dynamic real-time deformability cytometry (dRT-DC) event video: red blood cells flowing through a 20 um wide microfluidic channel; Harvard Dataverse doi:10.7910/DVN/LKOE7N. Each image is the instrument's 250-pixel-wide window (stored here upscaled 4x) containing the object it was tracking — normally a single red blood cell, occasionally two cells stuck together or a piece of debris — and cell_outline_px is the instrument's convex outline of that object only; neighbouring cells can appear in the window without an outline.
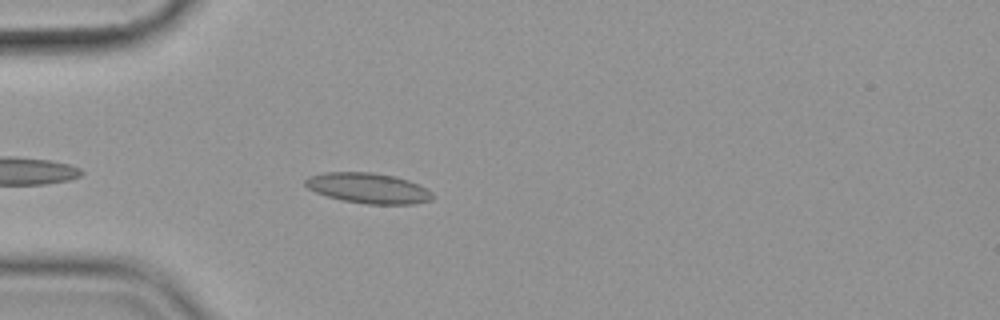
{"species": "common noctule bat (a hibernating species)", "species_latin": "Nyctalus noctula", "temperature_condition": "cold", "stored_images_in_passage": 30, "camera_frame_rate_fps": 3000, "um_per_image_px": 0.085, "animal": {"sex": "female", "body_mass_g": 19.9}, "frame": {"image": 1, "passage_image": 5, "time_ms": 1.333, "image_size_px": [1000, 320], "cell_outline_px": [[436, 196], [432, 200], [412, 204], [364, 204], [340, 200], [316, 192], [308, 188], [304, 184], [304, 180], [308, 176], [324, 172], [372, 172], [396, 176], [420, 184], [428, 188]], "centroid_in_image_um": [31.33, 15.99], "position_along_channel_um": 53.7, "area_um2": 22.89}}
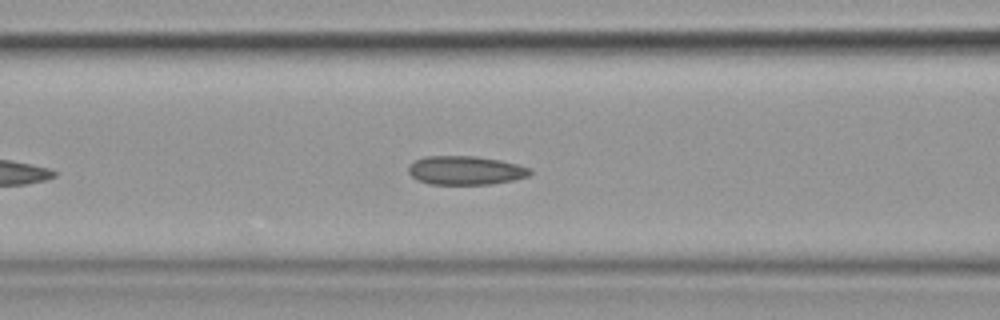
{"frame": {"image": 2, "passage_image": 12, "time_ms": 3.667, "image_size_px": [1000, 320], "cell_outline_px": [[532, 172], [528, 176], [512, 180], [488, 184], [428, 184], [416, 180], [408, 172], [408, 164], [424, 156], [476, 156], [500, 160], [532, 168]], "centroid_in_image_um": [39.53, 14.48], "position_along_channel_um": 127.1, "area_um2": 20.46}}
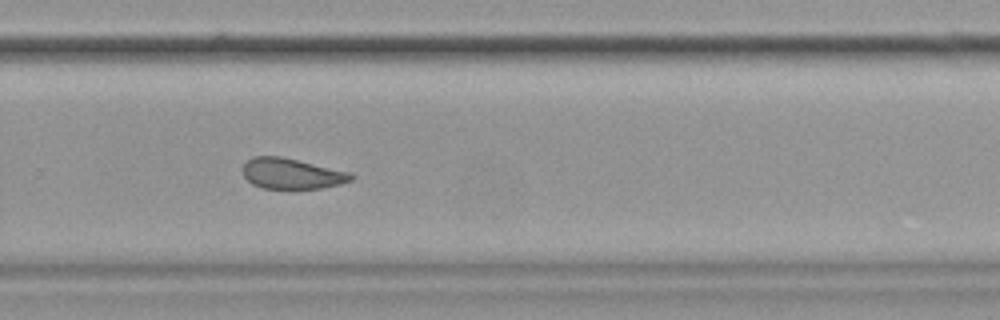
{"frame": {"image": 3, "passage_image": 27, "time_ms": 8.667, "image_size_px": [1000, 320], "cell_outline_px": [[356, 176], [352, 180], [340, 184], [320, 188], [264, 188], [252, 184], [244, 176], [244, 164], [252, 156], [280, 156], [352, 172]], "centroid_in_image_um": [24.84, 14.75], "position_along_channel_um": 305.0, "area_um2": 19.25}}